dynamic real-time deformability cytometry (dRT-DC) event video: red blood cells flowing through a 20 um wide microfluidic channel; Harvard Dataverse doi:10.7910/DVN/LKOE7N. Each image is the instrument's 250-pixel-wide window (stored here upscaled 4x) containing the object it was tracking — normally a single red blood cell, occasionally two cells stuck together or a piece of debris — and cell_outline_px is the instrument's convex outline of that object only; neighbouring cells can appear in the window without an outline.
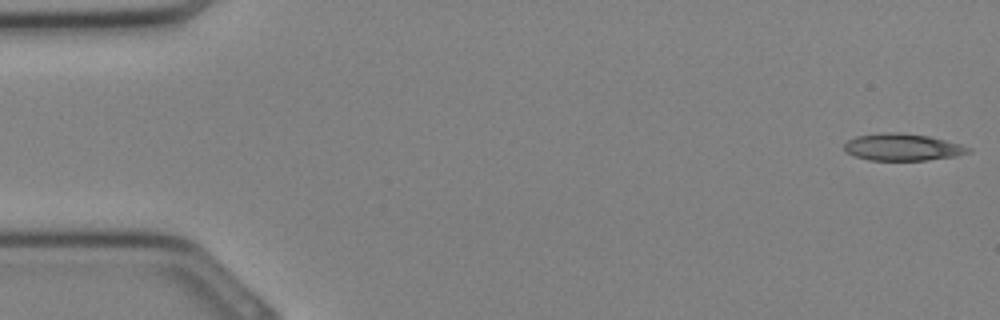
{"species": "Egyptian fruit bat (a non-hibernating species)", "species_latin": "Rousettus aegyptiacus", "temperature_condition": "cold", "stored_images_in_passage": 10, "camera_frame_rate_fps": 3000, "um_per_image_px": 0.085, "animal": {"sex": "female"}, "frame": {"image": 1, "passage_image": 1, "time_ms": 0.0, "image_size_px": [1000, 320], "cell_outline_px": [[972, 152], [956, 156], [928, 160], [868, 160], [844, 152], [844, 144], [848, 140], [856, 136], [880, 132], [900, 132], [928, 136], [960, 144], [972, 148]], "centroid_in_image_um": [76.7, 12.5], "position_along_channel_um": 8.3, "area_um2": 19.65}}
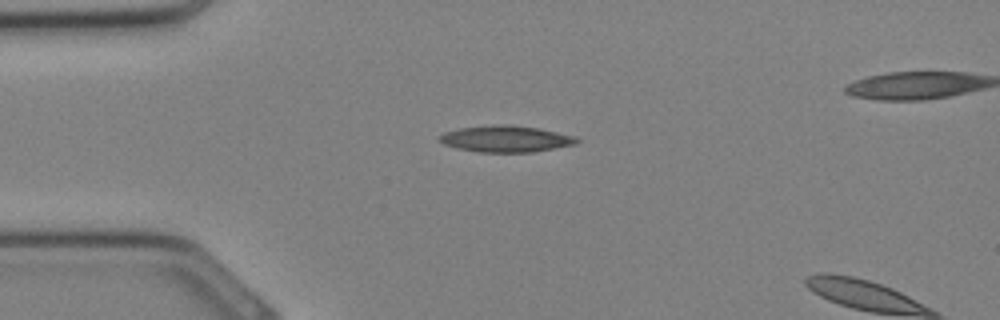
{"frame": {"image": 2, "passage_image": 8, "time_ms": 2.333, "image_size_px": [1000, 320], "cell_outline_px": [[580, 140], [576, 144], [532, 152], [476, 152], [456, 148], [444, 144], [436, 140], [436, 136], [444, 132], [460, 128], [496, 124], [508, 124], [540, 128], [576, 136]], "centroid_in_image_um": [42.96, 11.8], "position_along_channel_um": 42.0, "area_um2": 21.44}}